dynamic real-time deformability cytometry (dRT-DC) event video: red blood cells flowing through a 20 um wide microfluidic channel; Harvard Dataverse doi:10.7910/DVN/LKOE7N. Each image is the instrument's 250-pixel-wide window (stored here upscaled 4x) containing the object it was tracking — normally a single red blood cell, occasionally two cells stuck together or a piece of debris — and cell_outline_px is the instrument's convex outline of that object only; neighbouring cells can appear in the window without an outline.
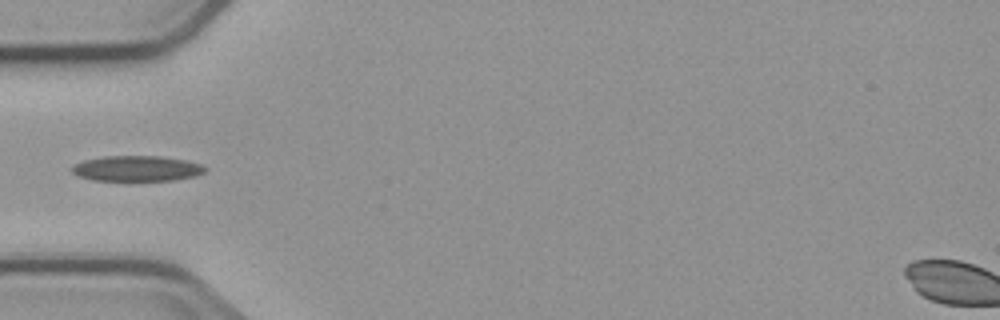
{"species": "common noctule bat (a hibernating species)", "species_latin": "Nyctalus noctula", "temperature_condition": "cold", "stored_images_in_passage": 5, "camera_frame_rate_fps": 3000, "um_per_image_px": 0.085, "animal": {"sex": "male", "body_mass_g": 23.1, "forearm_length_mm": 52.7}, "frame": {"image": 1, "passage_image": 4, "time_ms": 4.0, "image_size_px": [1000, 320], "cell_outline_px": [[208, 168], [204, 172], [196, 176], [176, 180], [92, 180], [80, 176], [72, 172], [68, 168], [72, 164], [84, 160], [104, 156], [160, 156], [184, 160], [200, 164]], "centroid_in_image_um": [11.6, 14.32], "position_along_channel_um": 73.4, "area_um2": 19.83}}
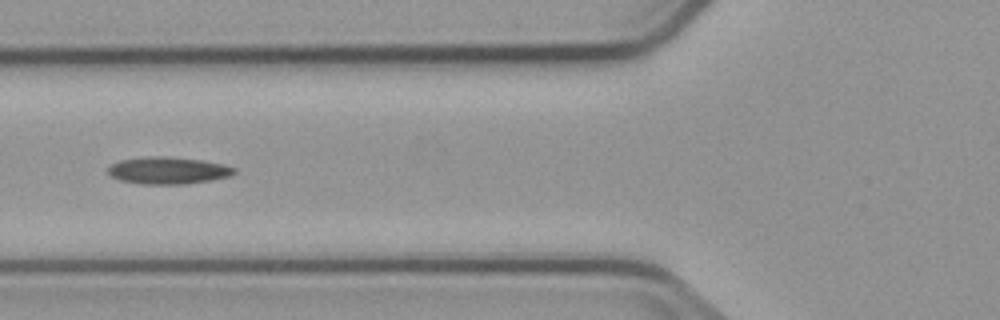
{"frame": {"image": 2, "passage_image": 5, "time_ms": 5.0, "image_size_px": [1000, 320], "cell_outline_px": [[236, 172], [232, 176], [212, 180], [188, 184], [140, 184], [120, 180], [108, 176], [108, 164], [120, 160], [148, 156], [164, 156], [200, 160], [224, 164], [236, 168]], "centroid_in_image_um": [14.27, 14.5], "position_along_channel_um": 111.5, "area_um2": 20.23}}